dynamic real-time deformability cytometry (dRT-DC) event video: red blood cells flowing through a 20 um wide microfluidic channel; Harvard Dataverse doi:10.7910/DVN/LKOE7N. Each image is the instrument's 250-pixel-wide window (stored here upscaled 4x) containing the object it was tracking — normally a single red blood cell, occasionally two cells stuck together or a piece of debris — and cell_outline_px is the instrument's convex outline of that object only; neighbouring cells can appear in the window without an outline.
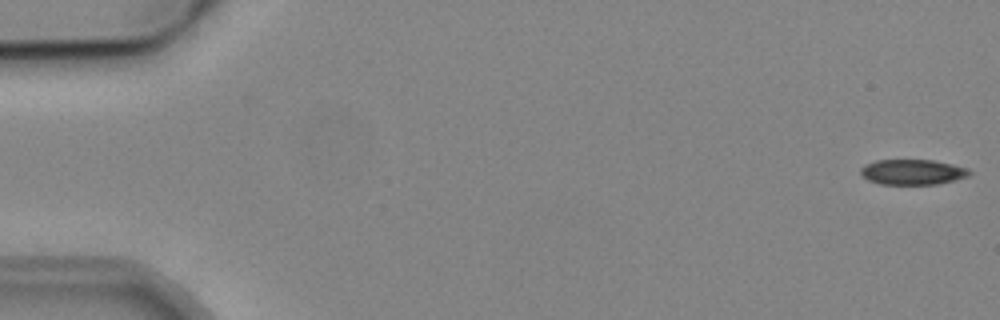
{"species": "common noctule bat (a hibernating species)", "species_latin": "Nyctalus noctula", "temperature_condition": "cold", "stored_images_in_passage": 3, "camera_frame_rate_fps": 3000, "um_per_image_px": 0.085, "animal": {"sex": "male", "body_mass_g": 19.2, "forearm_length_mm": 51.8}, "frame": {"image": 1, "passage_image": 1, "time_ms": 0.0, "image_size_px": [1000, 320], "cell_outline_px": [[972, 172], [968, 176], [956, 180], [936, 184], [880, 184], [868, 180], [860, 172], [860, 168], [864, 164], [876, 160], [932, 160], [952, 164], [968, 168]], "centroid_in_image_um": [77.57, 14.62], "position_along_channel_um": 7.4, "area_um2": 16.07}}